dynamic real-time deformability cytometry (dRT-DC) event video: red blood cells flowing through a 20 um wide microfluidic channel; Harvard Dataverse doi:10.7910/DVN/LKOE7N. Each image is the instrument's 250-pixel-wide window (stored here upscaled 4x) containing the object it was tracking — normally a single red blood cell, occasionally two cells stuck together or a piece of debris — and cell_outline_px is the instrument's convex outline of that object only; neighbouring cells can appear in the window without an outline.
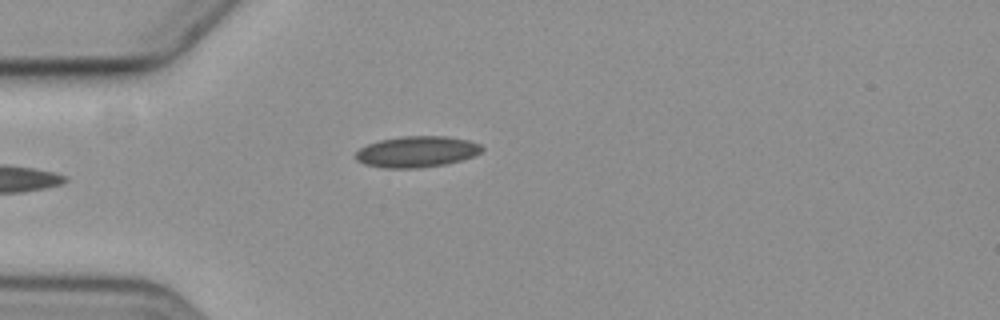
{"species": "common noctule bat (a hibernating species)", "species_latin": "Nyctalus noctula", "temperature_condition": "cold", "stored_images_in_passage": 4, "camera_frame_rate_fps": 3000, "um_per_image_px": 0.085, "animal": {"sex": "female", "body_mass_g": 19.3, "forearm_length_mm": 54.1}, "frame": {"image": 1, "passage_image": 4, "time_ms": 3.333, "image_size_px": [1000, 320], "cell_outline_px": [[484, 148], [476, 156], [448, 164], [420, 168], [384, 168], [364, 164], [356, 160], [352, 156], [360, 148], [368, 144], [380, 140], [400, 136], [448, 136], [468, 140], [480, 144]], "centroid_in_image_um": [35.43, 12.9], "position_along_channel_um": 49.6, "area_um2": 23.24}}